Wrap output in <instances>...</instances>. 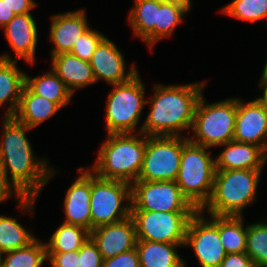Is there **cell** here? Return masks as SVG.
Wrapping results in <instances>:
<instances>
[{"mask_svg":"<svg viewBox=\"0 0 267 267\" xmlns=\"http://www.w3.org/2000/svg\"><path fill=\"white\" fill-rule=\"evenodd\" d=\"M243 101L237 97L234 141L255 144L267 152V103L262 97Z\"/></svg>","mask_w":267,"mask_h":267,"instance_id":"4fadbf2b","label":"cell"},{"mask_svg":"<svg viewBox=\"0 0 267 267\" xmlns=\"http://www.w3.org/2000/svg\"><path fill=\"white\" fill-rule=\"evenodd\" d=\"M243 216H219V238L227 254L246 250L247 226Z\"/></svg>","mask_w":267,"mask_h":267,"instance_id":"4316f807","label":"cell"},{"mask_svg":"<svg viewBox=\"0 0 267 267\" xmlns=\"http://www.w3.org/2000/svg\"><path fill=\"white\" fill-rule=\"evenodd\" d=\"M221 12L250 23L265 19L267 24V0H233Z\"/></svg>","mask_w":267,"mask_h":267,"instance_id":"1f68e13d","label":"cell"},{"mask_svg":"<svg viewBox=\"0 0 267 267\" xmlns=\"http://www.w3.org/2000/svg\"><path fill=\"white\" fill-rule=\"evenodd\" d=\"M1 123L4 134L0 139V167L4 176L21 196L38 197L58 171L53 170L46 158L36 157L26 137L31 128L13 116H3Z\"/></svg>","mask_w":267,"mask_h":267,"instance_id":"6da1fadb","label":"cell"},{"mask_svg":"<svg viewBox=\"0 0 267 267\" xmlns=\"http://www.w3.org/2000/svg\"><path fill=\"white\" fill-rule=\"evenodd\" d=\"M15 196L17 199V205L21 208L22 212H31L33 213L34 205L36 203L37 197L33 196H21L12 185L6 180L4 172L0 167V203L4 202L7 199H10Z\"/></svg>","mask_w":267,"mask_h":267,"instance_id":"836d02e7","label":"cell"},{"mask_svg":"<svg viewBox=\"0 0 267 267\" xmlns=\"http://www.w3.org/2000/svg\"><path fill=\"white\" fill-rule=\"evenodd\" d=\"M6 5L17 14L29 13L36 7L34 0H4Z\"/></svg>","mask_w":267,"mask_h":267,"instance_id":"f35d334b","label":"cell"},{"mask_svg":"<svg viewBox=\"0 0 267 267\" xmlns=\"http://www.w3.org/2000/svg\"><path fill=\"white\" fill-rule=\"evenodd\" d=\"M131 210L197 212L176 181L137 180L131 184Z\"/></svg>","mask_w":267,"mask_h":267,"instance_id":"30bf717a","label":"cell"},{"mask_svg":"<svg viewBox=\"0 0 267 267\" xmlns=\"http://www.w3.org/2000/svg\"><path fill=\"white\" fill-rule=\"evenodd\" d=\"M90 237L98 246L103 260L134 249L137 242L136 227L131 216L120 222L92 229Z\"/></svg>","mask_w":267,"mask_h":267,"instance_id":"2e32d148","label":"cell"},{"mask_svg":"<svg viewBox=\"0 0 267 267\" xmlns=\"http://www.w3.org/2000/svg\"><path fill=\"white\" fill-rule=\"evenodd\" d=\"M198 210L190 219L184 246H190L201 267H219L227 253L219 238V216L209 220Z\"/></svg>","mask_w":267,"mask_h":267,"instance_id":"7c38bea8","label":"cell"},{"mask_svg":"<svg viewBox=\"0 0 267 267\" xmlns=\"http://www.w3.org/2000/svg\"><path fill=\"white\" fill-rule=\"evenodd\" d=\"M89 63L96 82L104 80L108 85L126 82L138 73L135 64L126 71L124 54L107 37L98 44Z\"/></svg>","mask_w":267,"mask_h":267,"instance_id":"5bb4252c","label":"cell"},{"mask_svg":"<svg viewBox=\"0 0 267 267\" xmlns=\"http://www.w3.org/2000/svg\"><path fill=\"white\" fill-rule=\"evenodd\" d=\"M162 2L165 3H173L177 5H182L184 6L188 11H190L192 7V1L191 0H161Z\"/></svg>","mask_w":267,"mask_h":267,"instance_id":"60d3db41","label":"cell"},{"mask_svg":"<svg viewBox=\"0 0 267 267\" xmlns=\"http://www.w3.org/2000/svg\"><path fill=\"white\" fill-rule=\"evenodd\" d=\"M189 11L182 5L162 2L157 7V23H155V44L172 35L173 31Z\"/></svg>","mask_w":267,"mask_h":267,"instance_id":"4dcf8cb0","label":"cell"},{"mask_svg":"<svg viewBox=\"0 0 267 267\" xmlns=\"http://www.w3.org/2000/svg\"><path fill=\"white\" fill-rule=\"evenodd\" d=\"M262 169L216 170L209 200L200 209L214 216H243L254 203Z\"/></svg>","mask_w":267,"mask_h":267,"instance_id":"277c9868","label":"cell"},{"mask_svg":"<svg viewBox=\"0 0 267 267\" xmlns=\"http://www.w3.org/2000/svg\"><path fill=\"white\" fill-rule=\"evenodd\" d=\"M105 37L106 36L98 30L89 28L85 33L79 36V40L77 43H74L70 53L81 60L89 62L98 44Z\"/></svg>","mask_w":267,"mask_h":267,"instance_id":"d6a6232c","label":"cell"},{"mask_svg":"<svg viewBox=\"0 0 267 267\" xmlns=\"http://www.w3.org/2000/svg\"><path fill=\"white\" fill-rule=\"evenodd\" d=\"M29 76L25 74V85L36 95L56 103L61 109L70 102L73 94L52 69L34 78Z\"/></svg>","mask_w":267,"mask_h":267,"instance_id":"d4e9b609","label":"cell"},{"mask_svg":"<svg viewBox=\"0 0 267 267\" xmlns=\"http://www.w3.org/2000/svg\"><path fill=\"white\" fill-rule=\"evenodd\" d=\"M205 81L183 85L154 84L153 98L147 99L150 112L138 133L146 136H184L190 131L196 104Z\"/></svg>","mask_w":267,"mask_h":267,"instance_id":"7a4b0ae2","label":"cell"},{"mask_svg":"<svg viewBox=\"0 0 267 267\" xmlns=\"http://www.w3.org/2000/svg\"><path fill=\"white\" fill-rule=\"evenodd\" d=\"M90 238V232L80 226L62 223L46 244L47 253H67L80 250Z\"/></svg>","mask_w":267,"mask_h":267,"instance_id":"484cf974","label":"cell"},{"mask_svg":"<svg viewBox=\"0 0 267 267\" xmlns=\"http://www.w3.org/2000/svg\"><path fill=\"white\" fill-rule=\"evenodd\" d=\"M161 0H135L128 16V23L133 33L143 40L150 49L155 44V23H157V7Z\"/></svg>","mask_w":267,"mask_h":267,"instance_id":"cb8c5ba5","label":"cell"},{"mask_svg":"<svg viewBox=\"0 0 267 267\" xmlns=\"http://www.w3.org/2000/svg\"><path fill=\"white\" fill-rule=\"evenodd\" d=\"M181 246L184 244L137 240L140 267H185L186 262L177 251Z\"/></svg>","mask_w":267,"mask_h":267,"instance_id":"7402d4cb","label":"cell"},{"mask_svg":"<svg viewBox=\"0 0 267 267\" xmlns=\"http://www.w3.org/2000/svg\"><path fill=\"white\" fill-rule=\"evenodd\" d=\"M15 60L0 59V108L9 103L4 116H13L19 106L25 85V74Z\"/></svg>","mask_w":267,"mask_h":267,"instance_id":"603a6c76","label":"cell"},{"mask_svg":"<svg viewBox=\"0 0 267 267\" xmlns=\"http://www.w3.org/2000/svg\"><path fill=\"white\" fill-rule=\"evenodd\" d=\"M139 73L130 80L111 85L113 89L106 100V130L107 134L136 133L140 122L145 98V85Z\"/></svg>","mask_w":267,"mask_h":267,"instance_id":"52a82bcc","label":"cell"},{"mask_svg":"<svg viewBox=\"0 0 267 267\" xmlns=\"http://www.w3.org/2000/svg\"><path fill=\"white\" fill-rule=\"evenodd\" d=\"M81 174L70 185L64 197V213L66 220L63 223L76 225L91 231L90 195L91 170L77 168Z\"/></svg>","mask_w":267,"mask_h":267,"instance_id":"ac0fdd59","label":"cell"},{"mask_svg":"<svg viewBox=\"0 0 267 267\" xmlns=\"http://www.w3.org/2000/svg\"><path fill=\"white\" fill-rule=\"evenodd\" d=\"M258 87L262 88V90H263L262 98L267 103V85H258Z\"/></svg>","mask_w":267,"mask_h":267,"instance_id":"7bdbcfd3","label":"cell"},{"mask_svg":"<svg viewBox=\"0 0 267 267\" xmlns=\"http://www.w3.org/2000/svg\"><path fill=\"white\" fill-rule=\"evenodd\" d=\"M60 109L56 103L36 95L24 85L18 109L13 117L32 129L53 117Z\"/></svg>","mask_w":267,"mask_h":267,"instance_id":"44dd1931","label":"cell"},{"mask_svg":"<svg viewBox=\"0 0 267 267\" xmlns=\"http://www.w3.org/2000/svg\"><path fill=\"white\" fill-rule=\"evenodd\" d=\"M258 85H267V61L265 63L261 79L259 80Z\"/></svg>","mask_w":267,"mask_h":267,"instance_id":"b9f144b4","label":"cell"},{"mask_svg":"<svg viewBox=\"0 0 267 267\" xmlns=\"http://www.w3.org/2000/svg\"><path fill=\"white\" fill-rule=\"evenodd\" d=\"M103 258L91 237L79 250V267H102Z\"/></svg>","mask_w":267,"mask_h":267,"instance_id":"e575fe53","label":"cell"},{"mask_svg":"<svg viewBox=\"0 0 267 267\" xmlns=\"http://www.w3.org/2000/svg\"><path fill=\"white\" fill-rule=\"evenodd\" d=\"M51 60L52 70L72 94L79 88L96 83L88 61L81 60L70 52L51 56Z\"/></svg>","mask_w":267,"mask_h":267,"instance_id":"ffe728a7","label":"cell"},{"mask_svg":"<svg viewBox=\"0 0 267 267\" xmlns=\"http://www.w3.org/2000/svg\"><path fill=\"white\" fill-rule=\"evenodd\" d=\"M102 267H140L136 248L103 260Z\"/></svg>","mask_w":267,"mask_h":267,"instance_id":"d590c367","label":"cell"},{"mask_svg":"<svg viewBox=\"0 0 267 267\" xmlns=\"http://www.w3.org/2000/svg\"><path fill=\"white\" fill-rule=\"evenodd\" d=\"M45 261L46 244L37 238L25 247L0 255L1 267H41Z\"/></svg>","mask_w":267,"mask_h":267,"instance_id":"83f0119b","label":"cell"},{"mask_svg":"<svg viewBox=\"0 0 267 267\" xmlns=\"http://www.w3.org/2000/svg\"><path fill=\"white\" fill-rule=\"evenodd\" d=\"M31 12L15 15L3 27L9 46L12 48L15 59L9 54H2L0 59L25 60L28 64L35 65V52L38 42V29Z\"/></svg>","mask_w":267,"mask_h":267,"instance_id":"9a60e30c","label":"cell"},{"mask_svg":"<svg viewBox=\"0 0 267 267\" xmlns=\"http://www.w3.org/2000/svg\"><path fill=\"white\" fill-rule=\"evenodd\" d=\"M89 28L85 9L52 15L49 39L54 46L51 56L71 52L79 36Z\"/></svg>","mask_w":267,"mask_h":267,"instance_id":"e0dca14e","label":"cell"},{"mask_svg":"<svg viewBox=\"0 0 267 267\" xmlns=\"http://www.w3.org/2000/svg\"><path fill=\"white\" fill-rule=\"evenodd\" d=\"M126 203L123 205V202ZM131 184L103 179L91 171V230L131 216Z\"/></svg>","mask_w":267,"mask_h":267,"instance_id":"ba28073f","label":"cell"},{"mask_svg":"<svg viewBox=\"0 0 267 267\" xmlns=\"http://www.w3.org/2000/svg\"><path fill=\"white\" fill-rule=\"evenodd\" d=\"M51 267H79V250L67 253H47Z\"/></svg>","mask_w":267,"mask_h":267,"instance_id":"8d00e7d4","label":"cell"},{"mask_svg":"<svg viewBox=\"0 0 267 267\" xmlns=\"http://www.w3.org/2000/svg\"><path fill=\"white\" fill-rule=\"evenodd\" d=\"M196 212L131 210L137 240L184 244L186 230Z\"/></svg>","mask_w":267,"mask_h":267,"instance_id":"8fae6325","label":"cell"},{"mask_svg":"<svg viewBox=\"0 0 267 267\" xmlns=\"http://www.w3.org/2000/svg\"><path fill=\"white\" fill-rule=\"evenodd\" d=\"M145 148L142 133L107 134L90 170L100 178L132 184L138 180Z\"/></svg>","mask_w":267,"mask_h":267,"instance_id":"3957f363","label":"cell"},{"mask_svg":"<svg viewBox=\"0 0 267 267\" xmlns=\"http://www.w3.org/2000/svg\"><path fill=\"white\" fill-rule=\"evenodd\" d=\"M35 238L16 218L0 215V255L25 247Z\"/></svg>","mask_w":267,"mask_h":267,"instance_id":"f1b7e54d","label":"cell"},{"mask_svg":"<svg viewBox=\"0 0 267 267\" xmlns=\"http://www.w3.org/2000/svg\"><path fill=\"white\" fill-rule=\"evenodd\" d=\"M237 113V97L214 103H205L204 93L200 96L188 140L206 148L221 147L234 140Z\"/></svg>","mask_w":267,"mask_h":267,"instance_id":"8992f818","label":"cell"},{"mask_svg":"<svg viewBox=\"0 0 267 267\" xmlns=\"http://www.w3.org/2000/svg\"><path fill=\"white\" fill-rule=\"evenodd\" d=\"M15 15L14 11L6 5L5 1L0 0V27H5Z\"/></svg>","mask_w":267,"mask_h":267,"instance_id":"ab89813d","label":"cell"},{"mask_svg":"<svg viewBox=\"0 0 267 267\" xmlns=\"http://www.w3.org/2000/svg\"><path fill=\"white\" fill-rule=\"evenodd\" d=\"M210 148L187 140L182 146L180 168L176 178L181 193L200 210L209 200L215 175V159Z\"/></svg>","mask_w":267,"mask_h":267,"instance_id":"5b68a950","label":"cell"},{"mask_svg":"<svg viewBox=\"0 0 267 267\" xmlns=\"http://www.w3.org/2000/svg\"><path fill=\"white\" fill-rule=\"evenodd\" d=\"M215 158L216 170L264 169L266 152L258 145L229 141Z\"/></svg>","mask_w":267,"mask_h":267,"instance_id":"d6986e66","label":"cell"},{"mask_svg":"<svg viewBox=\"0 0 267 267\" xmlns=\"http://www.w3.org/2000/svg\"><path fill=\"white\" fill-rule=\"evenodd\" d=\"M245 253L255 267H267V221L247 225Z\"/></svg>","mask_w":267,"mask_h":267,"instance_id":"f546056e","label":"cell"},{"mask_svg":"<svg viewBox=\"0 0 267 267\" xmlns=\"http://www.w3.org/2000/svg\"><path fill=\"white\" fill-rule=\"evenodd\" d=\"M219 267H255L251 258L245 253L227 254Z\"/></svg>","mask_w":267,"mask_h":267,"instance_id":"74e56055","label":"cell"},{"mask_svg":"<svg viewBox=\"0 0 267 267\" xmlns=\"http://www.w3.org/2000/svg\"><path fill=\"white\" fill-rule=\"evenodd\" d=\"M188 136H146V148L138 180L175 181L182 146Z\"/></svg>","mask_w":267,"mask_h":267,"instance_id":"9c48e42d","label":"cell"}]
</instances>
